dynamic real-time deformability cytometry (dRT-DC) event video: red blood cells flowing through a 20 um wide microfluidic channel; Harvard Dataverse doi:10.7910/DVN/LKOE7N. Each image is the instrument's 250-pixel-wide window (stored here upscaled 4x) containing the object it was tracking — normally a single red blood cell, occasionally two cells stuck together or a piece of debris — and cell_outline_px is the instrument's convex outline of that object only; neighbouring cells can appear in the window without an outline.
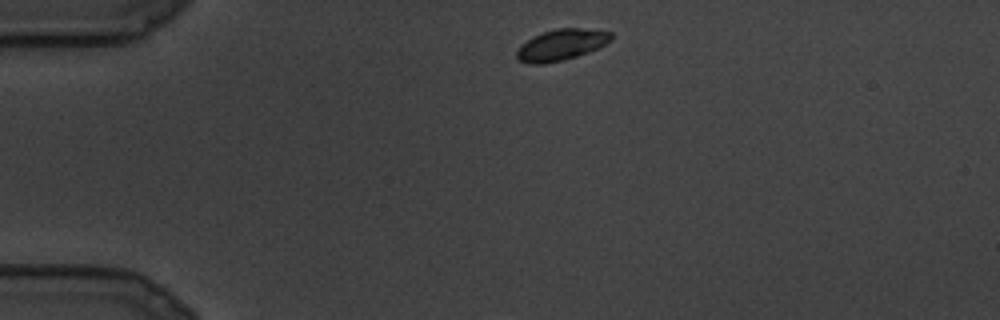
{"species": "common noctule bat (a hibernating species)", "species_latin": "Nyctalus noctula", "temperature_condition": "cold", "stored_images_in_passage": 22, "camera_frame_rate_fps": 3000, "um_per_image_px": 0.085, "animal": {"sex": "male", "body_mass_g": 19.5, "forearm_length_mm": 54.6}, "frame": {"image": 1, "passage_image": 1, "time_ms": 0.0, "image_size_px": [1000, 320], "cell_outline_px": [[612, 40], [588, 52], [564, 60], [544, 64], [528, 64], [520, 60], [516, 56], [516, 52], [520, 44], [532, 36], [556, 28], [580, 28], [612, 32]], "centroid_in_image_um": [47.67, 3.81], "position_along_channel_um": 37.3, "area_um2": 17.11}}
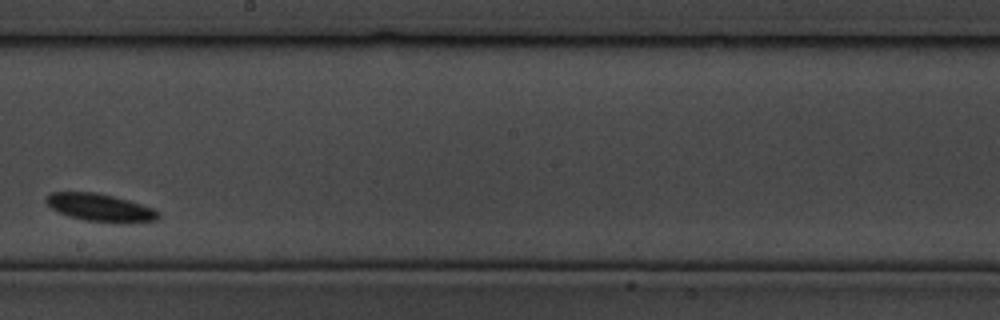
{"frame": {"image": 2, "passage_image": 12, "time_ms": 3.667, "image_size_px": [1000, 320], "cell_outline_px": [[160, 216], [156, 220], [132, 224], [112, 224], [84, 220], [68, 216], [52, 208], [44, 200], [52, 192], [96, 192], [128, 200], [156, 208], [160, 212]], "centroid_in_image_um": [8.61, 17.68], "position_along_channel_um": 239.6, "area_um2": 18.55}}
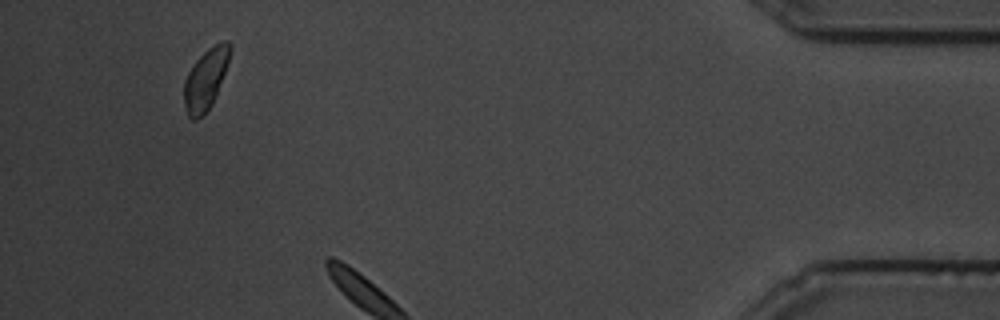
{"frame": {"image": 3, "passage_image": 21, "time_ms": 6.667, "image_size_px": [1000, 320], "cell_outline_px": [[232, 48], [228, 64], [212, 104], [196, 120], [192, 120], [188, 116], [184, 104], [184, 80], [188, 72], [196, 60], [208, 48], [220, 40], [228, 40], [232, 44]], "centroid_in_image_um": [17.5, 6.67], "position_along_channel_um": 417.7, "area_um2": 16.3}}